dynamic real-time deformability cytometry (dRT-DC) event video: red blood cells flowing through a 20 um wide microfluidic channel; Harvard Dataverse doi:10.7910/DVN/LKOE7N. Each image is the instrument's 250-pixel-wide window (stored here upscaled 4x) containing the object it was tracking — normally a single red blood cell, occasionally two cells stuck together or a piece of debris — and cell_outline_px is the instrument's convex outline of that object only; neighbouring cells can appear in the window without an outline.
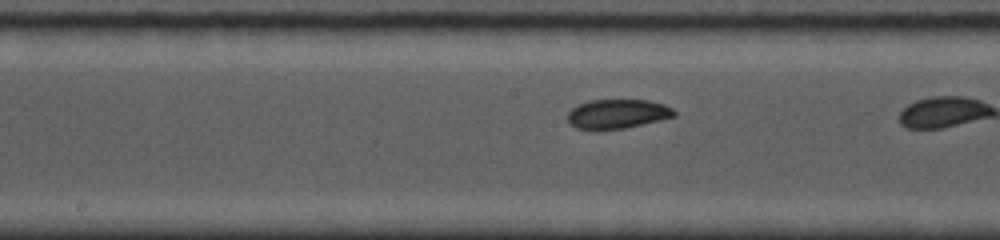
{"species": "common noctule bat (a hibernating species)", "species_latin": "Nyctalus noctula", "temperature_condition": "cold", "stored_images_in_passage": 15, "camera_frame_rate_fps": 5000, "um_per_image_px": 0.085, "animal": {"sex": "female", "body_mass_g": 19.0, "forearm_length_mm": 53.3}, "frame": {"image": 1, "passage_image": 9, "time_ms": 2.4, "image_size_px": [1000, 240], "cell_outline_px": [[676, 116], [624, 128], [576, 128], [568, 124], [568, 112], [572, 108], [580, 104], [592, 100], [648, 100], [664, 104], [672, 108], [676, 112]], "centroid_in_image_um": [52.49, 9.66], "position_along_channel_um": 195.7, "area_um2": 17.8}}